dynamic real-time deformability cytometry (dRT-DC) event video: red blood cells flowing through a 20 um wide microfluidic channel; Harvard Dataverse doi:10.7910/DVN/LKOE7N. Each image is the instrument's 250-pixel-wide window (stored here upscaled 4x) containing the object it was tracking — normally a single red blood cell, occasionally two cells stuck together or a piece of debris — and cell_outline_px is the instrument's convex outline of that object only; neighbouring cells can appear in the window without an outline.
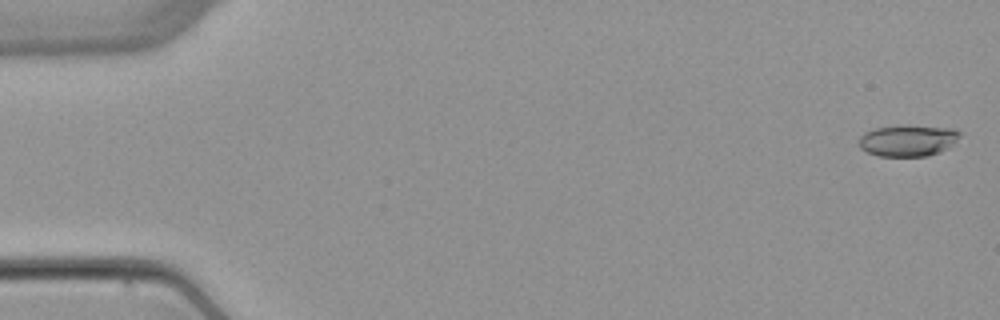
{"species": "common noctule bat (a hibernating species)", "species_latin": "Nyctalus noctula", "temperature_condition": "warm", "stored_images_in_passage": 5, "camera_frame_rate_fps": 3000, "um_per_image_px": 0.085, "animal": {"sex": "female", "body_mass_g": 22.7, "forearm_length_mm": 54.2}, "frame": {"image": 1, "passage_image": 1, "time_ms": 0.0, "image_size_px": [1000, 320], "cell_outline_px": [[960, 136], [948, 148], [940, 152], [928, 156], [880, 156], [868, 152], [860, 148], [860, 136], [864, 132], [876, 128], [956, 128], [960, 132]], "centroid_in_image_um": [77.18, 12.0], "position_along_channel_um": 7.8, "area_um2": 17.57}}
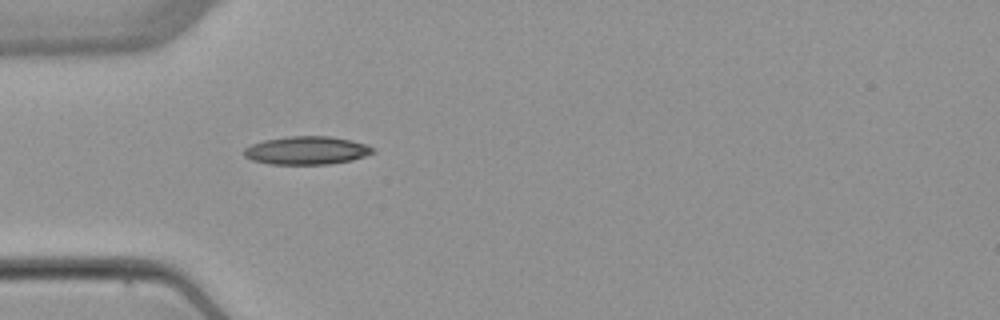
{"frame": {"image": 2, "passage_image": 5, "time_ms": 5.0, "image_size_px": [1000, 320], "cell_outline_px": [[376, 152], [352, 160], [328, 164], [268, 164], [252, 160], [244, 156], [244, 148], [252, 144], [264, 140], [292, 136], [332, 136], [352, 140], [368, 144], [376, 148]], "centroid_in_image_um": [26.12, 12.78], "position_along_channel_um": 58.9, "area_um2": 21.33}}